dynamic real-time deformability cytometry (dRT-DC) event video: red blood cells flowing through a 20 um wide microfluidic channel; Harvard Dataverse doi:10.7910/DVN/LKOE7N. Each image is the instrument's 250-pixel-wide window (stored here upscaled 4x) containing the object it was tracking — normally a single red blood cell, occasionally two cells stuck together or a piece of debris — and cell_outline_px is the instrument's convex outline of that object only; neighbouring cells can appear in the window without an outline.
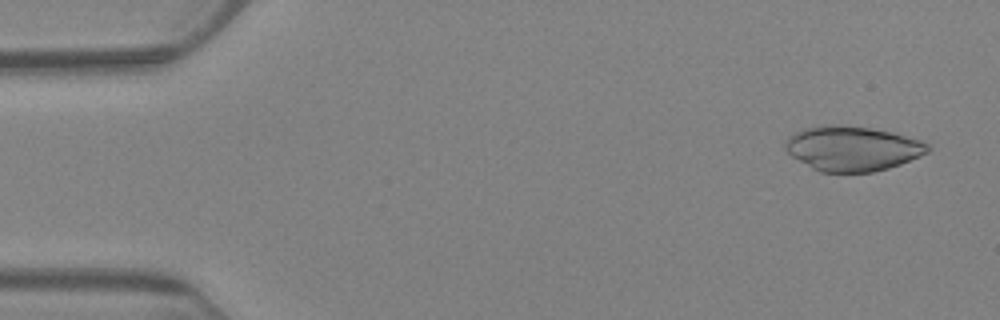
{"species": "Egyptian fruit bat (a non-hibernating species)", "species_latin": "Rousettus aegyptiacus", "temperature_condition": "warm", "stored_images_in_passage": 8, "camera_frame_rate_fps": 3000, "um_per_image_px": 0.085, "animal": {"sex": "female"}, "frame": {"image": 1, "passage_image": 1, "time_ms": 0.0, "image_size_px": [1000, 320], "cell_outline_px": [[928, 152], [920, 156], [900, 164], [888, 168], [872, 172], [820, 172], [812, 168], [792, 156], [784, 148], [784, 140], [788, 136], [804, 128], [828, 124], [844, 124], [872, 128], [892, 132], [920, 140], [928, 144]], "centroid_in_image_um": [72.42, 12.61], "position_along_channel_um": 12.6, "area_um2": 37.28}}